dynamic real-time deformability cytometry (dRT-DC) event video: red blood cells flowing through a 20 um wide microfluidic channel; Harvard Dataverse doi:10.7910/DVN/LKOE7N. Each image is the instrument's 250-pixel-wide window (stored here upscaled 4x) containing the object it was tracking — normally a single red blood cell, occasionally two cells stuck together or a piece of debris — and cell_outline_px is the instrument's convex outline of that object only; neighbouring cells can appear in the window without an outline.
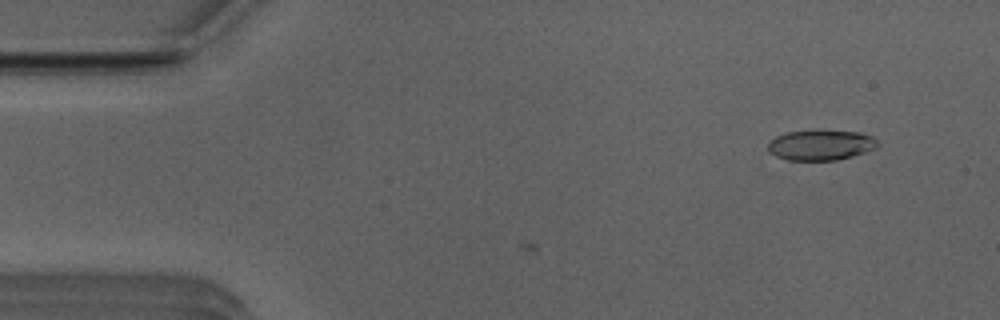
{"species": "Egyptian fruit bat (a non-hibernating species)", "species_latin": "Rousettus aegyptiacus", "temperature_condition": "room temperature", "stored_images_in_passage": 7, "camera_frame_rate_fps": 3000, "um_per_image_px": 0.085, "animal": {"sex": "male"}, "frame": {"image": 1, "passage_image": 7, "time_ms": 2.0, "image_size_px": [1000, 320], "cell_outline_px": [[880, 144], [876, 148], [852, 156], [836, 160], [788, 160], [776, 156], [768, 152], [768, 144], [776, 136], [788, 132], [860, 132], [872, 136]], "centroid_in_image_um": [69.77, 12.36], "position_along_channel_um": 15.2, "area_um2": 18.84}}